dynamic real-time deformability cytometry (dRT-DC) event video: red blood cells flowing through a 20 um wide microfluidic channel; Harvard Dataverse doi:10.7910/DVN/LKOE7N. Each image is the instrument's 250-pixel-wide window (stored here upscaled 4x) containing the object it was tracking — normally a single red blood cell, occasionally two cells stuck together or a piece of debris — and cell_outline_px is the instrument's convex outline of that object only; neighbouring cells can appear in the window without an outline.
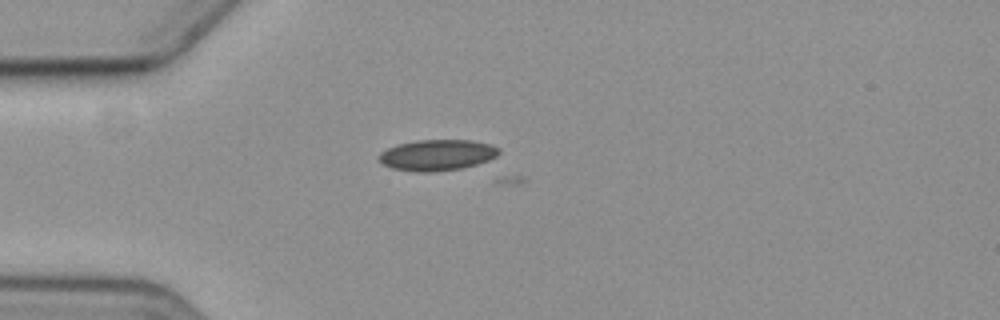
{"species": "common noctule bat (a hibernating species)", "species_latin": "Nyctalus noctula", "temperature_condition": "cold", "stored_images_in_passage": 1, "camera_frame_rate_fps": 3000, "um_per_image_px": 0.085, "animal": {"sex": "female", "body_mass_g": 19.3, "forearm_length_mm": 54.1}, "frame": {"image": 1, "passage_image": 1, "time_ms": 0.0, "image_size_px": [1000, 320], "cell_outline_px": [[500, 152], [496, 156], [488, 160], [464, 168], [432, 172], [412, 172], [392, 168], [384, 164], [380, 160], [380, 152], [396, 144], [416, 140], [472, 140], [488, 144], [500, 148]], "centroid_in_image_um": [37.15, 13.18], "position_along_channel_um": 47.8, "area_um2": 21.68}}